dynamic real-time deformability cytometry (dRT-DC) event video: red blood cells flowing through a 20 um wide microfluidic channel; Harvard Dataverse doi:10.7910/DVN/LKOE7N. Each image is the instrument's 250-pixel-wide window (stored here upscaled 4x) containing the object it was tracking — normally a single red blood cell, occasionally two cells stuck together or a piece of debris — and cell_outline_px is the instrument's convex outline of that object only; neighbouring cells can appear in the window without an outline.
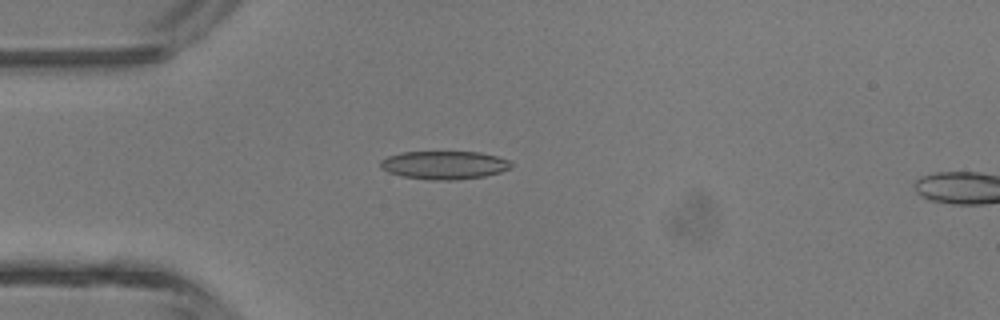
{"species": "common noctule bat (a hibernating species)", "species_latin": "Nyctalus noctula", "temperature_condition": "room temperature", "stored_images_in_passage": 3, "camera_frame_rate_fps": 3000, "um_per_image_px": 0.085, "animal": {"sex": "male", "body_mass_g": 13.3}, "frame": {"image": 1, "passage_image": 2, "time_ms": 1.333, "image_size_px": [1000, 320], "cell_outline_px": [[512, 168], [500, 172], [484, 176], [456, 180], [432, 180], [404, 176], [388, 172], [380, 168], [380, 160], [388, 156], [400, 152], [480, 152], [496, 156], [508, 160], [512, 164]], "centroid_in_image_um": [37.75, 14.03], "position_along_channel_um": 47.2, "area_um2": 21.5}}